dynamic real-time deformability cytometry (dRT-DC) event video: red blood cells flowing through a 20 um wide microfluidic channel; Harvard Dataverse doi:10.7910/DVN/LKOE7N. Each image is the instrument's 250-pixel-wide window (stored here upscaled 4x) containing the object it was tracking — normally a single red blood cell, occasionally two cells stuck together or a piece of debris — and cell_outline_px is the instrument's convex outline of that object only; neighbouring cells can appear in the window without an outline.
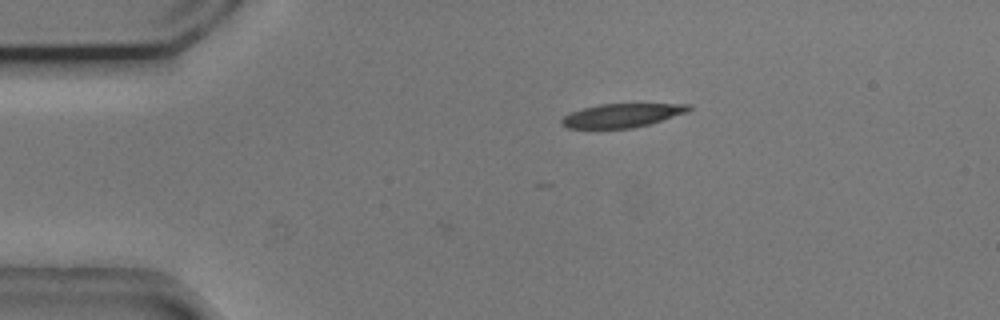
{"species": "common noctule bat (a hibernating species)", "species_latin": "Nyctalus noctula", "temperature_condition": "cold", "stored_images_in_passage": 3, "camera_frame_rate_fps": 3000, "um_per_image_px": 0.085, "animal": {"sex": "male", "body_mass_g": 20.5, "forearm_length_mm": 52.5}, "frame": {"image": 1, "passage_image": 1, "time_ms": 0.0, "image_size_px": [1000, 320], "cell_outline_px": [[692, 108], [688, 112], [648, 124], [632, 128], [568, 128], [560, 124], [560, 120], [568, 112], [600, 104], [692, 104]], "centroid_in_image_um": [52.84, 9.81], "position_along_channel_um": 32.2, "area_um2": 17.51}}